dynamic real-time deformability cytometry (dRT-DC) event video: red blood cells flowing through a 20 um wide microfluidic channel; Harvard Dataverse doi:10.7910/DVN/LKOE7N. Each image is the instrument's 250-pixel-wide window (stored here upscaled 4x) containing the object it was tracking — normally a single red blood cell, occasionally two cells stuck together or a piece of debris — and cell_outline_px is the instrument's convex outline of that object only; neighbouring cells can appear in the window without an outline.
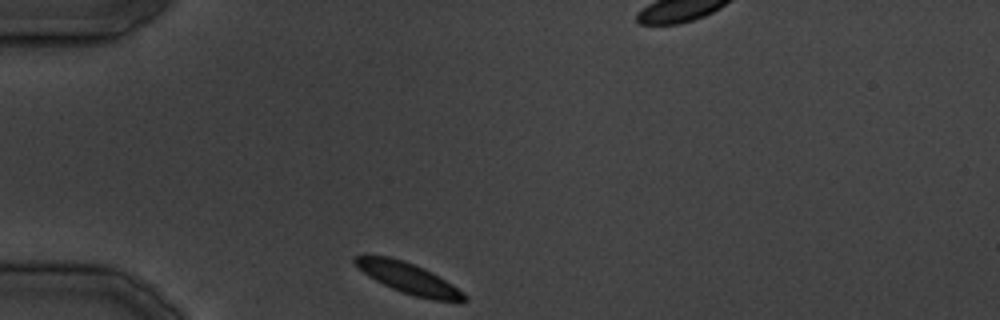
{"species": "common noctule bat (a hibernating species)", "species_latin": "Nyctalus noctula", "temperature_condition": "cold", "stored_images_in_passage": 10, "camera_frame_rate_fps": 3000, "um_per_image_px": 0.085, "animal": {"sex": "male", "body_mass_g": 19.5, "forearm_length_mm": 54.6}, "frame": {"image": 1, "passage_image": 1, "time_ms": 0.0, "image_size_px": [1000, 320], "cell_outline_px": [[468, 300], [464, 304], [460, 304], [432, 300], [400, 292], [368, 276], [352, 260], [352, 256], [364, 252], [392, 256], [404, 260], [424, 268], [452, 284], [464, 292], [468, 296]], "centroid_in_image_um": [34.74, 23.64], "position_along_channel_um": 50.3, "area_um2": 20.46}}
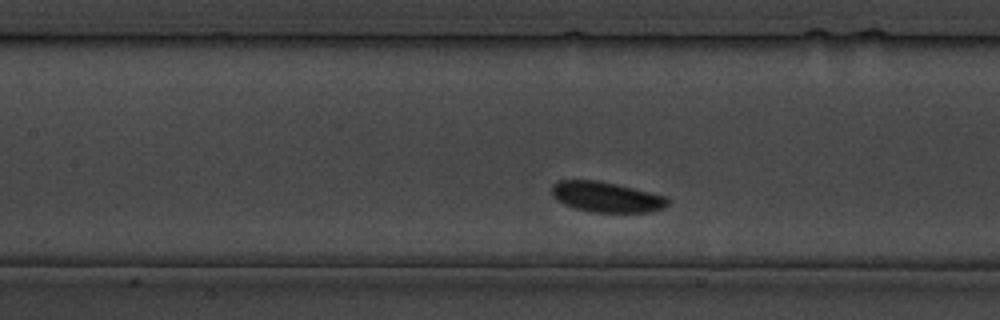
{"frame": {"image": 2, "passage_image": 9, "time_ms": 9.0, "image_size_px": [1000, 320], "cell_outline_px": [[668, 204], [664, 208], [648, 212], [592, 212], [576, 208], [564, 204], [556, 200], [552, 196], [552, 184], [560, 180], [600, 180], [664, 196], [668, 200]], "centroid_in_image_um": [51.49, 16.74], "position_along_channel_um": 155.9, "area_um2": 20.35}}